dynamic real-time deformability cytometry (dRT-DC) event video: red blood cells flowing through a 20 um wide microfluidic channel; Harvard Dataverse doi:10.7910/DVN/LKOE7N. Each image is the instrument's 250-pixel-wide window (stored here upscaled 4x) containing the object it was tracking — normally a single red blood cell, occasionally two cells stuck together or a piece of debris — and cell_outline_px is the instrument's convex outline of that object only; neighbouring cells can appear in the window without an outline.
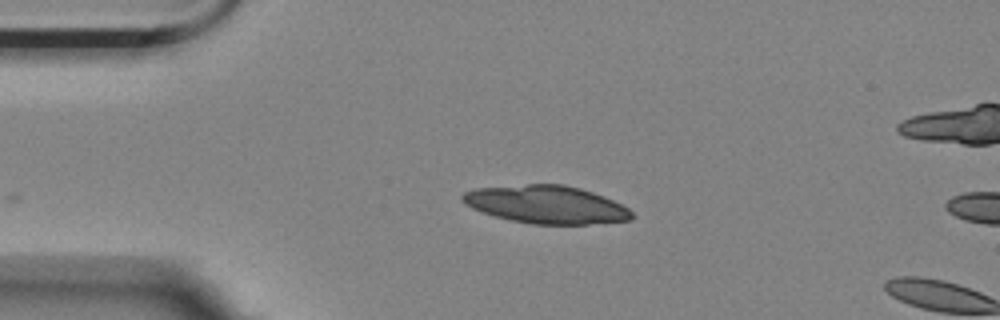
{"species": "Egyptian fruit bat (a non-hibernating species)", "species_latin": "Rousettus aegyptiacus", "temperature_condition": "room temperature", "stored_images_in_passage": 2, "camera_frame_rate_fps": 3000, "um_per_image_px": 0.085, "animal": {"sex": "female"}, "frame": {"image": 1, "passage_image": 1, "time_ms": 0.0, "image_size_px": [1000, 320], "cell_outline_px": [[632, 220], [588, 224], [532, 224], [512, 220], [496, 216], [472, 208], [464, 204], [460, 200], [460, 196], [464, 192], [476, 188], [528, 184], [564, 184], [580, 188], [604, 196], [628, 208], [632, 212]], "centroid_in_image_um": [46.42, 17.38], "position_along_channel_um": 38.6, "area_um2": 37.28}}